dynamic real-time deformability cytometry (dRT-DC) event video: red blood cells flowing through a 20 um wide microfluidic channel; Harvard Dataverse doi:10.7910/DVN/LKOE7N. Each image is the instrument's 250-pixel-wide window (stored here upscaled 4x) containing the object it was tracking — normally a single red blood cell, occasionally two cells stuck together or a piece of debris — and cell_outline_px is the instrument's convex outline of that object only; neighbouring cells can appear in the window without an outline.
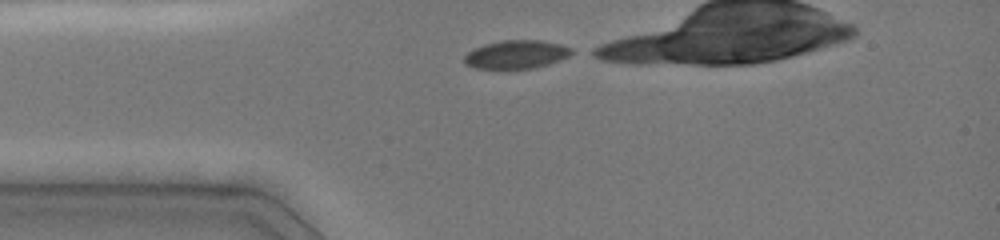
{"species": "common noctule bat (a hibernating species)", "species_latin": "Nyctalus noctula", "temperature_condition": "cold", "stored_images_in_passage": 5, "camera_frame_rate_fps": 3000, "um_per_image_px": 0.085, "animal": {"sex": "female", "body_mass_g": 19.0, "forearm_length_mm": 51.5}, "frame": {"image": 1, "passage_image": 1, "time_ms": 0.0, "image_size_px": [1000, 240], "cell_outline_px": [[576, 52], [560, 60], [536, 68], [476, 68], [464, 64], [464, 56], [472, 48], [484, 44], [500, 40], [540, 40], [560, 44], [572, 48]], "centroid_in_image_um": [43.89, 4.61], "position_along_channel_um": 41.1, "area_um2": 17.86}}
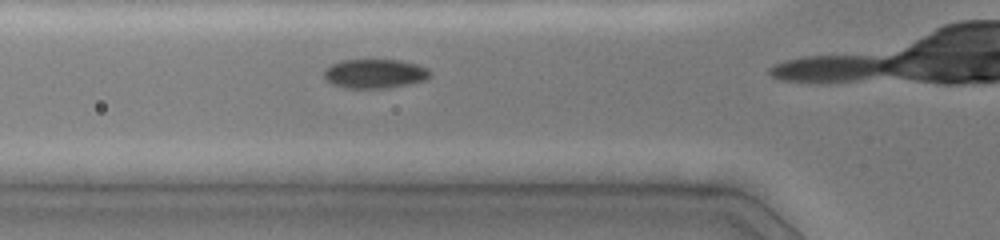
{"frame": {"image": 2, "passage_image": 4, "time_ms": 1.667, "image_size_px": [1000, 240], "cell_outline_px": [[432, 76], [428, 80], [388, 88], [344, 88], [332, 84], [324, 76], [324, 68], [332, 64], [344, 60], [400, 60], [416, 64], [428, 68], [432, 72]], "centroid_in_image_um": [31.91, 6.27], "position_along_channel_um": 93.9, "area_um2": 18.21}}